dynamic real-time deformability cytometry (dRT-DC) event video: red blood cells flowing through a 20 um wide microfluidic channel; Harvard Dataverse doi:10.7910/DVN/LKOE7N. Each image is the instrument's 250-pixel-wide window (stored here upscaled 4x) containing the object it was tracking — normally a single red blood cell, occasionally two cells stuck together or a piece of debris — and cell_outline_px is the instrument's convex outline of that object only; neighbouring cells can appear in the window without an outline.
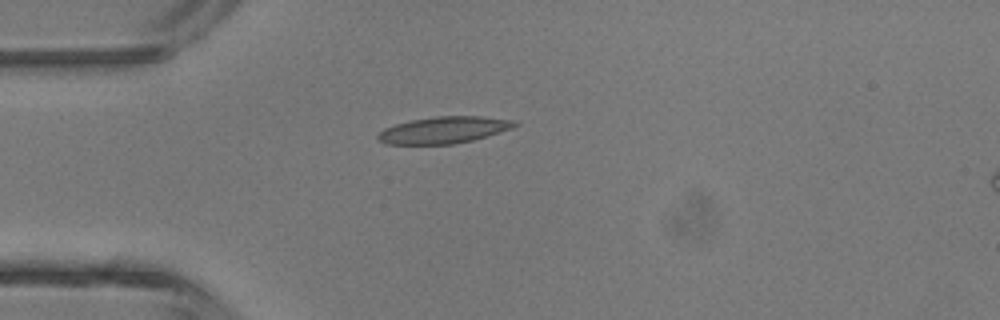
{"species": "common noctule bat (a hibernating species)", "species_latin": "Nyctalus noctula", "temperature_condition": "room temperature", "stored_images_in_passage": 27, "camera_frame_rate_fps": 3000, "um_per_image_px": 0.085, "animal": {"sex": "male", "body_mass_g": 13.3}, "frame": {"image": 1, "passage_image": 1, "time_ms": 0.0, "image_size_px": [1000, 320], "cell_outline_px": [[520, 124], [512, 128], [472, 140], [452, 144], [384, 144], [376, 136], [384, 128], [396, 124], [412, 120], [436, 116], [480, 116], [516, 120]], "centroid_in_image_um": [37.74, 11.04], "position_along_channel_um": 47.3, "area_um2": 21.15}}
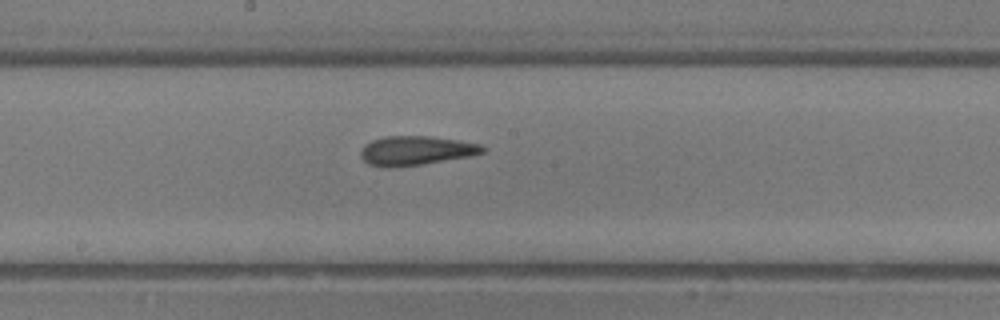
{"frame": {"image": 2, "passage_image": 13, "time_ms": 4.0, "image_size_px": [1000, 320], "cell_outline_px": [[484, 152], [468, 156], [424, 164], [392, 168], [384, 168], [368, 164], [360, 156], [360, 152], [364, 144], [372, 140], [384, 136], [432, 136], [480, 144], [484, 148]], "centroid_in_image_um": [35.28, 12.81], "position_along_channel_um": 212.9, "area_um2": 20.81}}
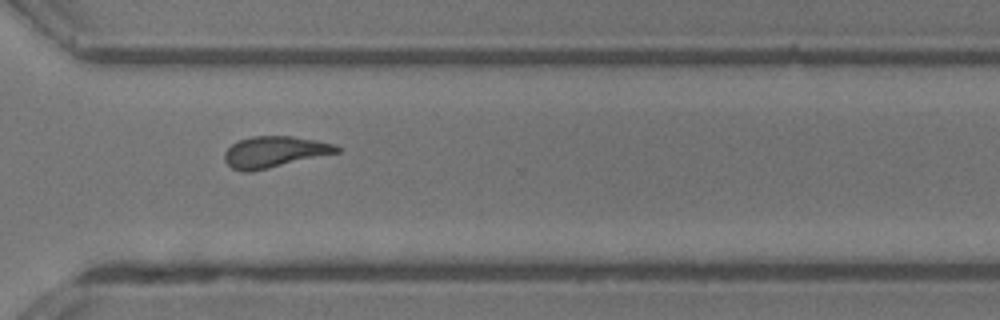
{"frame": {"image": 3, "passage_image": 22, "time_ms": 7.0, "image_size_px": [1000, 320], "cell_outline_px": [[340, 152], [268, 168], [248, 172], [244, 172], [232, 168], [224, 160], [224, 152], [232, 144], [240, 140], [252, 136], [292, 136], [316, 140], [336, 144], [340, 148]], "centroid_in_image_um": [23.33, 12.9], "position_along_channel_um": 347.3, "area_um2": 20.29}, "authors_computed_cell_mechanics": {"area_um2": 20.4612, "velocity_mm_per_s": 4.4959, "shape_relaxation_time_tau1_ms": 4.8458, "shape_relaxation_time_tau2_ms": 2.7937, "deformation_change_tau1": 0.1729, "deformation_change_tau2": 0.1354}}